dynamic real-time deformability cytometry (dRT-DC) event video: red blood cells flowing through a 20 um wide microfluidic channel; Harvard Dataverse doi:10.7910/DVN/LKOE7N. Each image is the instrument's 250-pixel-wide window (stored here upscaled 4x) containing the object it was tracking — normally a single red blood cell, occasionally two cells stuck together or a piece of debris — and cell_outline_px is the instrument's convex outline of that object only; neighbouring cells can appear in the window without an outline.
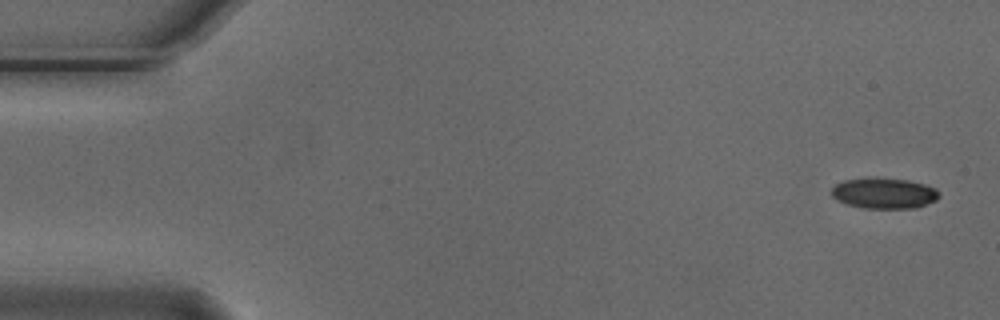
{"species": "Egyptian fruit bat (a non-hibernating species)", "species_latin": "Rousettus aegyptiacus", "temperature_condition": "cold", "stored_images_in_passage": 5, "camera_frame_rate_fps": 3000, "um_per_image_px": 0.085, "animal": {"sex": "male"}, "frame": {"image": 1, "passage_image": 1, "time_ms": 0.0, "image_size_px": [1000, 320], "cell_outline_px": [[940, 196], [936, 200], [916, 208], [864, 208], [848, 204], [836, 200], [832, 196], [832, 188], [836, 184], [844, 180], [868, 176], [876, 176], [908, 180], [924, 184], [936, 188], [940, 192]], "centroid_in_image_um": [75.15, 16.4], "position_along_channel_um": 9.9, "area_um2": 19.65}}
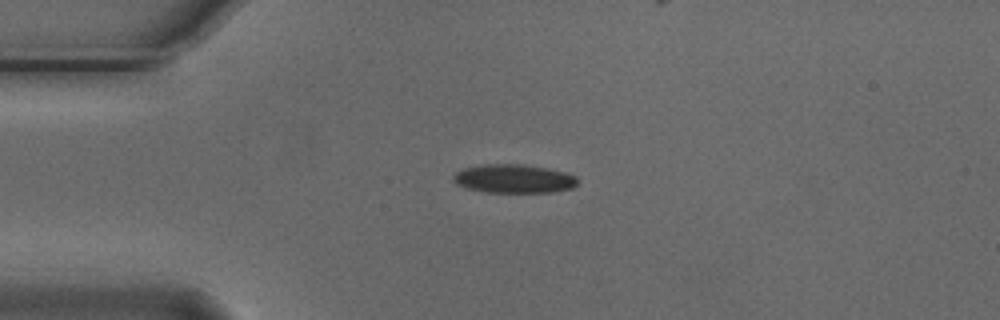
{"frame": {"image": 2, "passage_image": 4, "time_ms": 1.0, "image_size_px": [1000, 320], "cell_outline_px": [[576, 184], [572, 188], [552, 192], [488, 192], [468, 188], [456, 184], [452, 180], [452, 176], [456, 172], [464, 168], [480, 164], [524, 164], [548, 168], [564, 172], [576, 176]], "centroid_in_image_um": [43.65, 15.18], "position_along_channel_um": 41.4, "area_um2": 20.75}}